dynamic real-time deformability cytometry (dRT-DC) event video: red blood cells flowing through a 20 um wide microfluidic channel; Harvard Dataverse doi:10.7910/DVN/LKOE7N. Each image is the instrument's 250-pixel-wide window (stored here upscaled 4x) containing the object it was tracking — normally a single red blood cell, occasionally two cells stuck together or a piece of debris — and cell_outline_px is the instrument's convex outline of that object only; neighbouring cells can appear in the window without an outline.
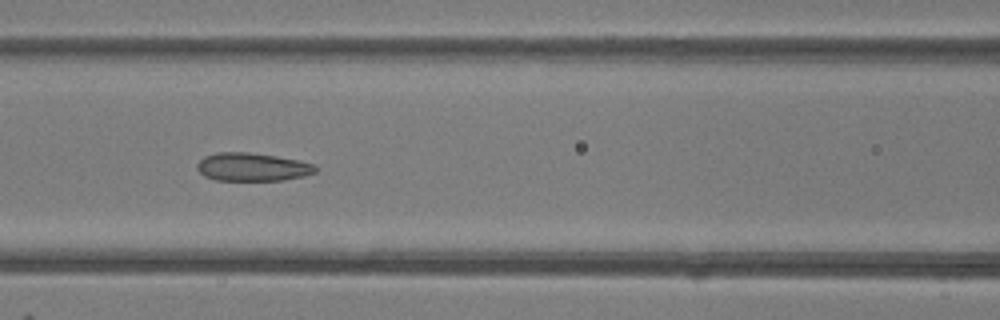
{"species": "common noctule bat (a hibernating species)", "species_latin": "Nyctalus noctula", "temperature_condition": "room temperature", "stored_images_in_passage": 9, "camera_frame_rate_fps": 3000, "um_per_image_px": 0.085, "animal": {"sex": "female"}, "frame": {"image": 1, "passage_image": 7, "time_ms": 7.667, "image_size_px": [1000, 320], "cell_outline_px": [[316, 172], [304, 176], [280, 180], [216, 180], [204, 176], [196, 168], [196, 164], [204, 156], [216, 152], [248, 152], [276, 156], [316, 164]], "centroid_in_image_um": [21.42, 14.19], "position_along_channel_um": 145.2, "area_um2": 19.42}}
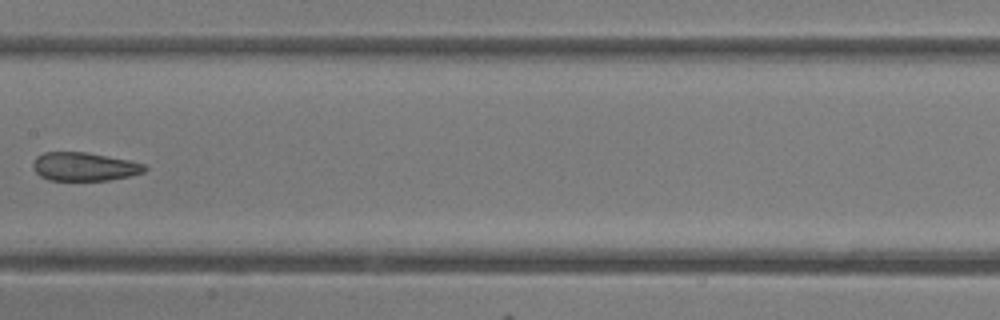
{"frame": {"image": 2, "passage_image": 8, "time_ms": 9.0, "image_size_px": [1000, 320], "cell_outline_px": [[148, 168], [144, 172], [128, 176], [108, 180], [48, 180], [40, 176], [32, 168], [32, 164], [36, 156], [44, 152], [88, 152], [128, 160], [144, 164]], "centroid_in_image_um": [7.13, 14.16], "position_along_channel_um": 200.3, "area_um2": 18.55}}
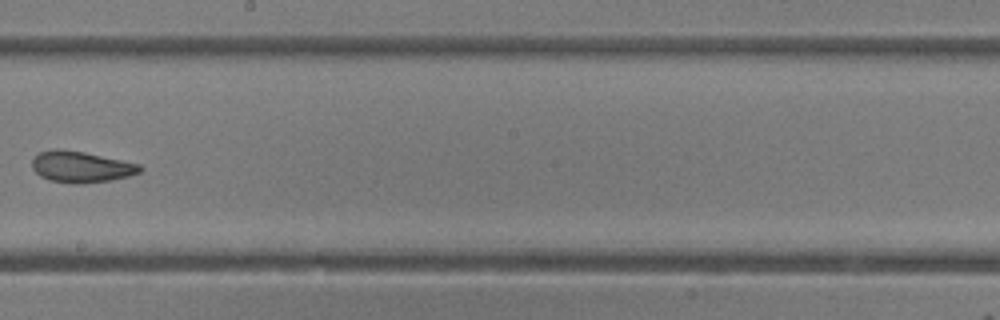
{"frame": {"image": 3, "passage_image": 9, "time_ms": 10.0, "image_size_px": [1000, 320], "cell_outline_px": [[144, 168], [140, 172], [128, 176], [112, 180], [80, 184], [72, 184], [48, 180], [40, 176], [32, 168], [32, 160], [40, 152], [56, 148], [84, 152], [140, 164]], "centroid_in_image_um": [6.89, 14.19], "position_along_channel_um": 241.3, "area_um2": 19.65}}